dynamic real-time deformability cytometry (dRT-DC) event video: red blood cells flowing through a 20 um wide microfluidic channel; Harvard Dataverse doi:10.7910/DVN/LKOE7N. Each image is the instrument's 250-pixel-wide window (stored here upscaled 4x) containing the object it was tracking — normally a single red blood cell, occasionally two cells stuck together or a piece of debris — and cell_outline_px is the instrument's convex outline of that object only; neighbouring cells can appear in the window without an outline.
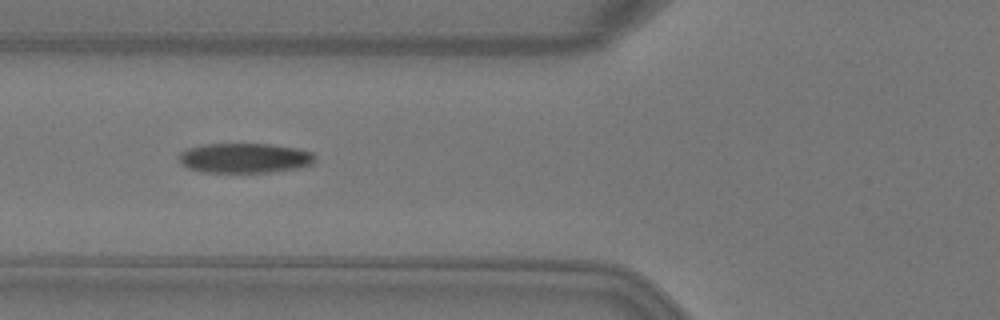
{"species": "Egyptian fruit bat (a non-hibernating species)", "species_latin": "Rousettus aegyptiacus", "temperature_condition": "warm", "stored_images_in_passage": 6, "camera_frame_rate_fps": 3000, "um_per_image_px": 0.085, "animal": {"sex": "female"}, "frame": {"image": 1, "passage_image": 4, "time_ms": 1.0, "image_size_px": [1000, 320], "cell_outline_px": [[316, 160], [312, 164], [296, 168], [268, 172], [204, 172], [188, 168], [180, 164], [176, 156], [180, 152], [188, 148], [200, 144], [268, 144], [296, 148], [312, 152]], "centroid_in_image_um": [20.73, 13.43], "position_along_channel_um": 105.1, "area_um2": 23.76}}